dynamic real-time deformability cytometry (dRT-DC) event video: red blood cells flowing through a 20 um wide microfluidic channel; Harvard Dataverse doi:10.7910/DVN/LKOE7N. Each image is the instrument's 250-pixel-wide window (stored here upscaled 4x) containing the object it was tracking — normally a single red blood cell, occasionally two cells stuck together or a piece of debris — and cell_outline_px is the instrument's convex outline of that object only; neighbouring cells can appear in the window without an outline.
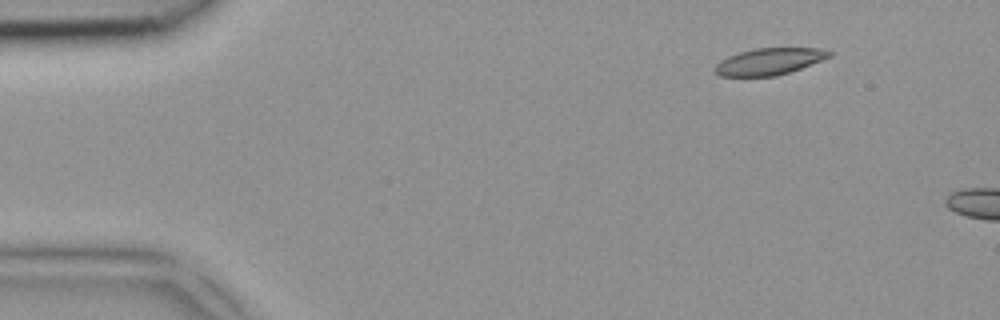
{"species": "common noctule bat (a hibernating species)", "species_latin": "Nyctalus noctula", "temperature_condition": "room temperature", "stored_images_in_passage": 5, "camera_frame_rate_fps": 3000, "um_per_image_px": 0.085, "animal": {"sex": "female", "body_mass_g": 18.4}, "frame": {"image": 1, "passage_image": 2, "time_ms": 0.333, "image_size_px": [1000, 320], "cell_outline_px": [[832, 56], [800, 68], [776, 76], [720, 76], [716, 72], [716, 64], [720, 60], [728, 56], [752, 48], [828, 48], [832, 52]], "centroid_in_image_um": [65.42, 5.21], "position_along_channel_um": 19.6, "area_um2": 17.74}}